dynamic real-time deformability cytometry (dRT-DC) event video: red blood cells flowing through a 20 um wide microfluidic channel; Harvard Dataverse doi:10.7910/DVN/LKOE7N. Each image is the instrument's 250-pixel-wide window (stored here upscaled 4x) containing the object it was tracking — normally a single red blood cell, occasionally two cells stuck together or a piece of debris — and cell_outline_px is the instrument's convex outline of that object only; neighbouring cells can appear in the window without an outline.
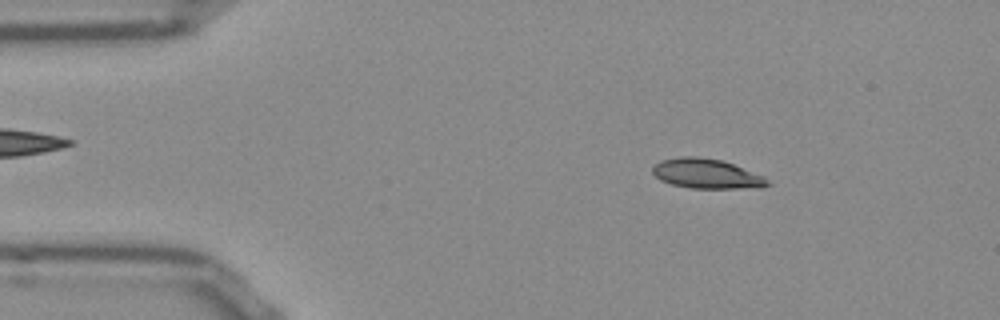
{"species": "Egyptian fruit bat (a non-hibernating species)", "species_latin": "Rousettus aegyptiacus", "temperature_condition": "room temperature", "stored_images_in_passage": 51, "camera_frame_rate_fps": 3000, "um_per_image_px": 0.085, "frame": {"image": 1, "passage_image": 7, "time_ms": 2.0, "image_size_px": [1000, 320], "cell_outline_px": [[772, 184], [760, 188], [692, 188], [672, 184], [660, 180], [652, 172], [652, 168], [660, 160], [680, 156], [696, 156], [720, 160], [732, 164], [764, 176]], "centroid_in_image_um": [60.06, 14.77], "position_along_channel_um": 24.9, "area_um2": 19.83}}
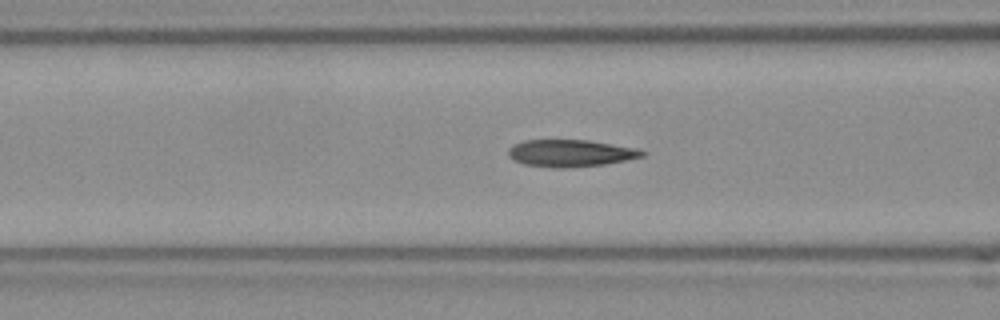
{"frame": {"image": 2, "passage_image": 19, "time_ms": 6.0, "image_size_px": [1000, 320], "cell_outline_px": [[648, 152], [644, 156], [604, 164], [564, 168], [556, 168], [524, 164], [508, 156], [508, 148], [512, 144], [524, 140], [588, 140], [636, 148]], "centroid_in_image_um": [48.48, 13.01], "position_along_channel_um": 118.1, "area_um2": 21.04}}
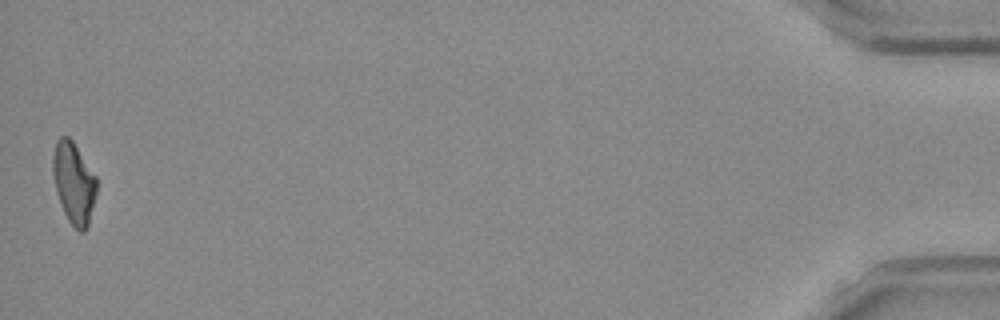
{"frame": {"image": 3, "passage_image": 51, "time_ms": 16.667, "image_size_px": [1000, 320], "cell_outline_px": [[96, 192], [88, 224], [84, 232], [80, 232], [68, 220], [64, 212], [56, 192], [52, 172], [52, 156], [56, 140], [60, 136], [68, 136], [72, 140], [96, 176]], "centroid_in_image_um": [6.24, 15.51], "position_along_channel_um": 429.0, "area_um2": 20.58}, "authors_computed_cell_mechanics": {"area_um2": 20.6346, "velocity_mm_per_s": 3.853, "shape_relaxation_time_tau1_ms": 6.3516, "shape_relaxation_time_tau2_ms": 1.9427, "deformation_change_tau1": 0.2003, "deformation_change_tau2": 0.1014}}